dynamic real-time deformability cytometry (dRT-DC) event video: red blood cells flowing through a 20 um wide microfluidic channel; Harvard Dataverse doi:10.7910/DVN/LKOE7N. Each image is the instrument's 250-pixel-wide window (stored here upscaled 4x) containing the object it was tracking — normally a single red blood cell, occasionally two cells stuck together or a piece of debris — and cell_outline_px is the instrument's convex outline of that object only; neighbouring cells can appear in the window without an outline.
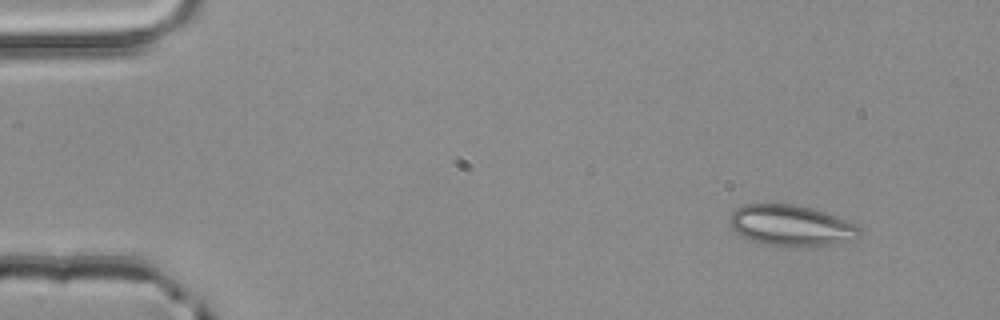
{"species": "common noctule bat (a hibernating species)", "species_latin": "Nyctalus noctula", "temperature_condition": "room temperature", "stored_images_in_passage": 3, "camera_frame_rate_fps": 3000, "um_per_image_px": 0.085, "animal": {"sex": "male", "body_mass_g": 20.4}, "frame": {"image": 1, "passage_image": 1, "time_ms": 0.0, "image_size_px": [1000, 320], "cell_outline_px": [[860, 236], [832, 244], [816, 248], [792, 248], [764, 244], [752, 240], [736, 232], [728, 224], [728, 216], [736, 208], [744, 204], [792, 204], [816, 208], [856, 224], [860, 228]], "centroid_in_image_um": [67.23, 19.18], "position_along_channel_um": 17.8, "area_um2": 31.62}}